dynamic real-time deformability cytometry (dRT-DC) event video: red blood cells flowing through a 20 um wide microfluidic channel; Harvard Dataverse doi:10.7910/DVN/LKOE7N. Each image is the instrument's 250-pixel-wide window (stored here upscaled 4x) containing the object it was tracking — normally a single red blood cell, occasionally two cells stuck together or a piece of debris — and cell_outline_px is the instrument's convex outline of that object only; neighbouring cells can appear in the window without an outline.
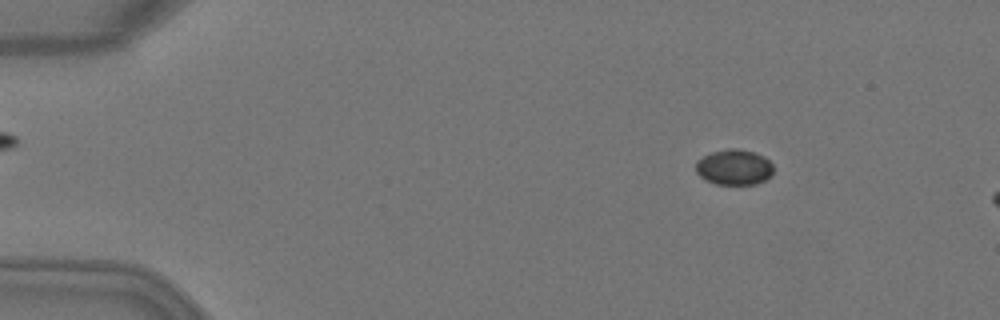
{"species": "Egyptian fruit bat (a non-hibernating species)", "species_latin": "Rousettus aegyptiacus", "temperature_condition": "warm", "stored_images_in_passage": 12, "camera_frame_rate_fps": 3000, "um_per_image_px": 0.085, "animal": {"sex": "female"}, "frame": {"image": 1, "passage_image": 7, "time_ms": 2.0, "image_size_px": [1000, 320], "cell_outline_px": [[772, 172], [764, 180], [756, 184], [716, 184], [704, 180], [696, 172], [696, 160], [712, 152], [728, 148], [736, 148], [756, 152], [764, 156], [772, 164]], "centroid_in_image_um": [62.37, 14.2], "position_along_channel_um": 22.6, "area_um2": 16.07}}